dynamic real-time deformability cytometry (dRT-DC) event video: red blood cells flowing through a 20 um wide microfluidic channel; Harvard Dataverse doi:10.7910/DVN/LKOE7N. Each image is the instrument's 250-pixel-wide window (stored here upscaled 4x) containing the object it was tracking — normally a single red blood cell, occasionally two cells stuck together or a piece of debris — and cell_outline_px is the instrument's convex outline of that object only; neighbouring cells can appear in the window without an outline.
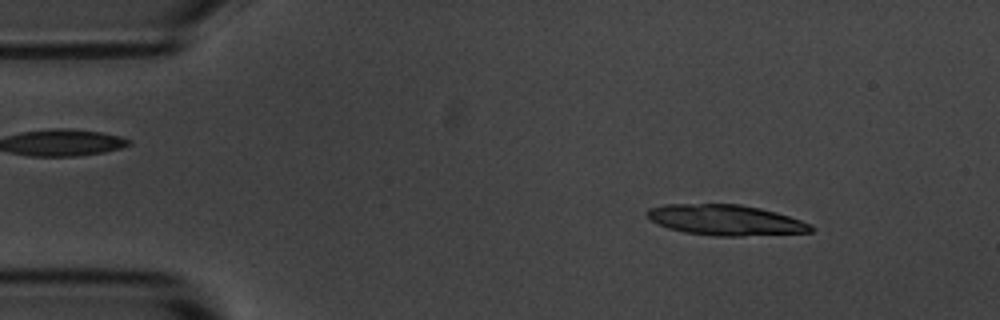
{"species": "common noctule bat (a hibernating species)", "species_latin": "Nyctalus noctula", "temperature_condition": "room temperature", "stored_images_in_passage": 4, "camera_frame_rate_fps": 3000, "um_per_image_px": 0.085, "animal": {"sex": "male", "body_mass_g": 20.1, "forearm_length_mm": 53.5}, "frame": {"image": 1, "passage_image": 1, "time_ms": 0.0, "image_size_px": [1000, 320], "cell_outline_px": [[816, 228], [812, 232], [744, 236], [712, 236], [684, 232], [668, 228], [652, 220], [648, 216], [648, 208], [664, 204], [740, 204], [760, 208], [776, 212], [812, 224]], "centroid_in_image_um": [61.72, 18.71], "position_along_channel_um": 23.3, "area_um2": 29.19}}
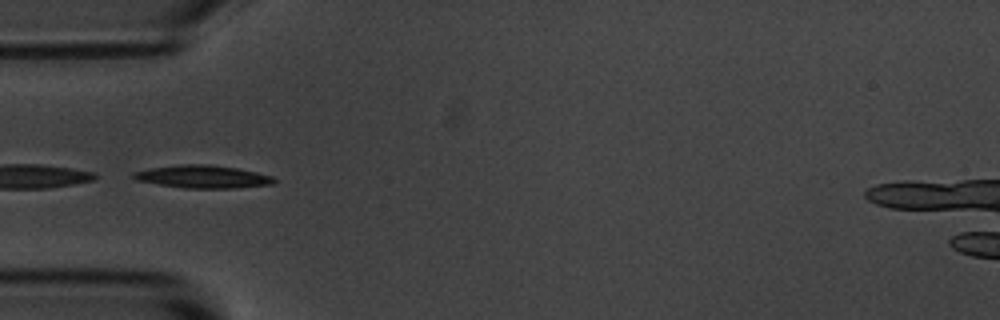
{"frame": {"image": 2, "passage_image": 4, "time_ms": 3.333, "image_size_px": [1000, 320], "cell_outline_px": [[276, 184], [236, 188], [184, 188], [136, 180], [132, 176], [132, 172], [152, 168], [184, 164], [208, 164], [236, 168], [256, 172], [272, 176], [276, 180]], "centroid_in_image_um": [17.28, 15.02], "position_along_channel_um": 67.7, "area_um2": 18.55}}